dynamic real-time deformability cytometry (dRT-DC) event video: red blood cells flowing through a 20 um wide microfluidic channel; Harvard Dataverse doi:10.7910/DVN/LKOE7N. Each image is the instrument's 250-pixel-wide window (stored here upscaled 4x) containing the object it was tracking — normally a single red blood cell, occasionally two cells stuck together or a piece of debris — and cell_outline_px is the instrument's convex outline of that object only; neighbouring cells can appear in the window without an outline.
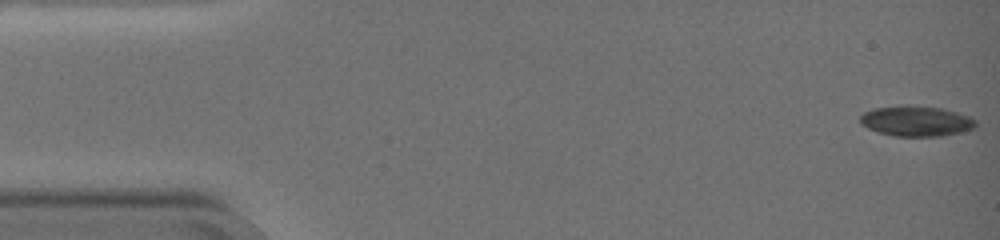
{"species": "common noctule bat (a hibernating species)", "species_latin": "Nyctalus noctula", "temperature_condition": "warm", "stored_images_in_passage": 55, "camera_frame_rate_fps": 3000, "um_per_image_px": 0.085, "animal": {"sex": "female", "body_mass_g": 19.0, "forearm_length_mm": 51.5}, "frame": {"image": 1, "passage_image": 1, "time_ms": 0.0, "image_size_px": [1000, 240], "cell_outline_px": [[976, 124], [972, 128], [960, 132], [940, 136], [896, 136], [880, 132], [868, 128], [860, 124], [860, 116], [864, 112], [872, 108], [900, 104], [908, 104], [940, 108], [956, 112], [968, 116], [976, 120]], "centroid_in_image_um": [77.82, 10.26], "position_along_channel_um": 7.2, "area_um2": 20.52}}
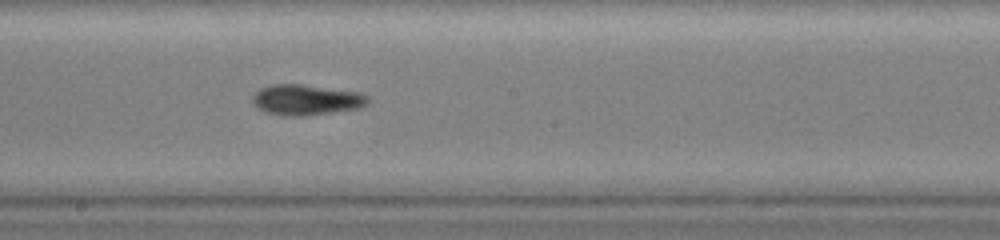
{"frame": {"image": 2, "passage_image": 33, "time_ms": 10.667, "image_size_px": [1000, 240], "cell_outline_px": [[368, 104], [360, 108], [308, 116], [280, 116], [264, 112], [256, 108], [252, 100], [252, 96], [260, 88], [272, 84], [300, 84], [360, 92], [368, 96]], "centroid_in_image_um": [26.01, 8.5], "position_along_channel_um": 222.2, "area_um2": 20.87}}
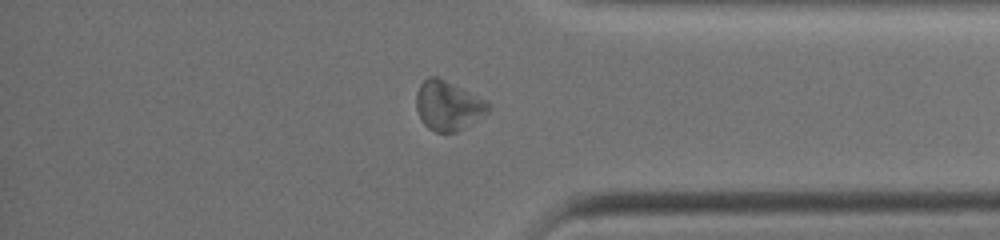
{"frame": {"image": 3, "passage_image": 49, "time_ms": 16.0, "image_size_px": [1000, 240], "cell_outline_px": [[492, 108], [484, 116], [464, 128], [456, 132], [436, 132], [428, 128], [420, 120], [416, 108], [416, 92], [420, 84], [428, 76], [436, 76], [488, 100], [492, 104]], "centroid_in_image_um": [38.11, 8.98], "position_along_channel_um": 397.1, "area_um2": 21.1}}